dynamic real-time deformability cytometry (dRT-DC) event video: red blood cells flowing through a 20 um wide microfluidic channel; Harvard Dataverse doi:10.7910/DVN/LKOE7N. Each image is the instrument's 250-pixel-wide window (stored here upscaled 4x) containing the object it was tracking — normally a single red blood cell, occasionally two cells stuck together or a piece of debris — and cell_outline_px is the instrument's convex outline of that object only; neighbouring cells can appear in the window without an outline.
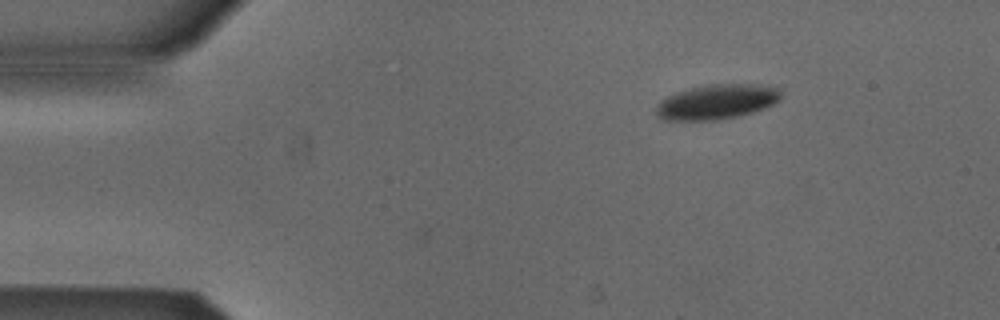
{"species": "Egyptian fruit bat (a non-hibernating species)", "species_latin": "Rousettus aegyptiacus", "temperature_condition": "cold", "stored_images_in_passage": 7, "camera_frame_rate_fps": 3000, "um_per_image_px": 0.085, "animal": {"sex": "male"}, "frame": {"image": 1, "passage_image": 7, "time_ms": 2.0, "image_size_px": [1000, 320], "cell_outline_px": [[780, 100], [764, 108], [752, 112], [720, 120], [660, 120], [656, 116], [656, 104], [660, 100], [676, 92], [692, 88], [712, 84], [756, 84], [780, 88]], "centroid_in_image_um": [60.89, 8.66], "position_along_channel_um": 24.1, "area_um2": 25.32}}